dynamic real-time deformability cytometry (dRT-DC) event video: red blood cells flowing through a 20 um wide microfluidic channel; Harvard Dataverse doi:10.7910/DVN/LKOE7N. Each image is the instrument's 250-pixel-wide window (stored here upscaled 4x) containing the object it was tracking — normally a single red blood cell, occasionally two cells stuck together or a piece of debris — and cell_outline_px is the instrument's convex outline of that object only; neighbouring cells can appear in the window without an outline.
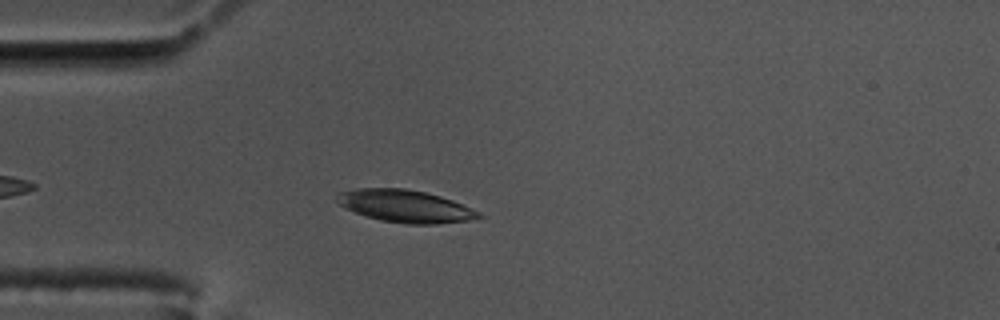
{"species": "common noctule bat (a hibernating species)", "species_latin": "Nyctalus noctula", "temperature_condition": "cold", "stored_images_in_passage": 16, "camera_frame_rate_fps": 3000, "um_per_image_px": 0.085, "animal": {"sex": "male", "body_mass_g": 17.5, "forearm_length_mm": 52.3}, "frame": {"image": 1, "passage_image": 7, "time_ms": 2.0, "image_size_px": [1000, 320], "cell_outline_px": [[484, 216], [468, 220], [436, 224], [408, 224], [380, 220], [344, 208], [336, 200], [336, 196], [340, 192], [356, 188], [404, 188], [424, 192], [440, 196], [452, 200], [480, 212]], "centroid_in_image_um": [34.43, 17.52], "position_along_channel_um": 50.6, "area_um2": 26.53}}
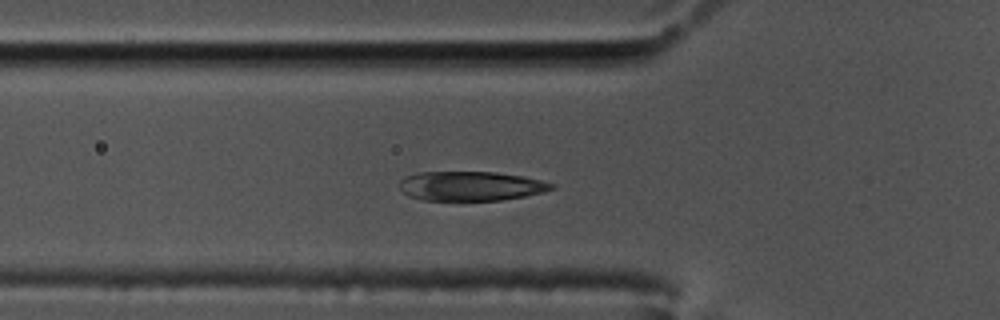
{"frame": {"image": 2, "passage_image": 11, "time_ms": 3.333, "image_size_px": [1000, 320], "cell_outline_px": [[556, 188], [544, 192], [524, 196], [500, 200], [424, 200], [408, 196], [400, 188], [400, 180], [404, 176], [416, 172], [496, 172], [524, 176], [556, 184]], "centroid_in_image_um": [40.03, 15.8], "position_along_channel_um": 85.8, "area_um2": 26.18}}
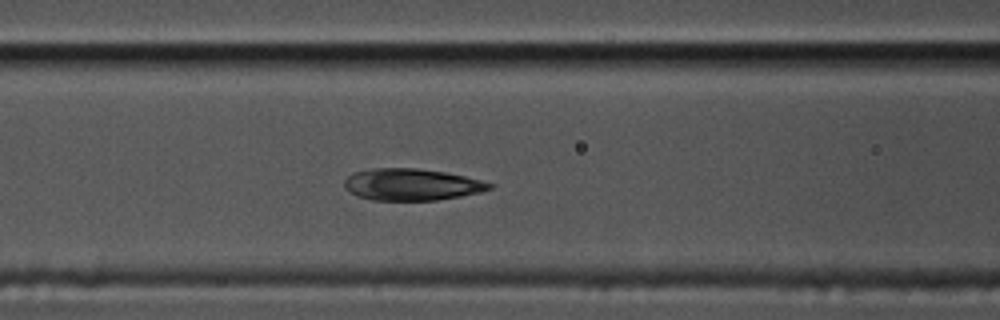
{"frame": {"image": 3, "passage_image": 15, "time_ms": 4.667, "image_size_px": [1000, 320], "cell_outline_px": [[492, 188], [480, 192], [460, 196], [436, 200], [372, 200], [356, 196], [344, 188], [344, 180], [352, 172], [372, 168], [416, 168], [444, 172], [464, 176], [480, 180], [492, 184]], "centroid_in_image_um": [34.92, 15.68], "position_along_channel_um": 131.7, "area_um2": 26.82}}